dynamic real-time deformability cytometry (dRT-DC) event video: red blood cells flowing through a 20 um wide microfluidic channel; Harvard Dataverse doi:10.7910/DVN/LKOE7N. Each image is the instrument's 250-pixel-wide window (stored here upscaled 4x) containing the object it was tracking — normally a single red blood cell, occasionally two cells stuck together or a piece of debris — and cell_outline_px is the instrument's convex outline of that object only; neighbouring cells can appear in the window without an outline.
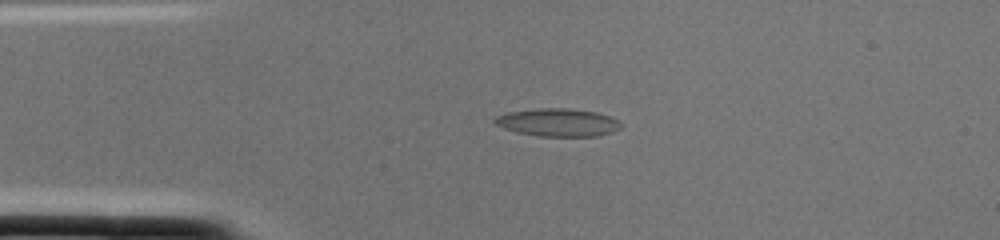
{"species": "common noctule bat (a hibernating species)", "species_latin": "Nyctalus noctula", "temperature_condition": "cold", "stored_images_in_passage": 1, "camera_frame_rate_fps": 3000, "um_per_image_px": 0.085, "animal": {"sex": "female", "body_mass_g": 22.0, "forearm_length_mm": 56.7}, "frame": {"image": 1, "passage_image": 1, "time_ms": 0.0, "image_size_px": [1000, 240], "cell_outline_px": [[624, 124], [620, 128], [612, 132], [596, 136], [536, 136], [516, 132], [504, 128], [496, 124], [492, 120], [496, 116], [508, 112], [540, 108], [568, 108], [596, 112], [620, 120]], "centroid_in_image_um": [47.44, 10.41], "position_along_channel_um": 37.6, "area_um2": 20.58}}